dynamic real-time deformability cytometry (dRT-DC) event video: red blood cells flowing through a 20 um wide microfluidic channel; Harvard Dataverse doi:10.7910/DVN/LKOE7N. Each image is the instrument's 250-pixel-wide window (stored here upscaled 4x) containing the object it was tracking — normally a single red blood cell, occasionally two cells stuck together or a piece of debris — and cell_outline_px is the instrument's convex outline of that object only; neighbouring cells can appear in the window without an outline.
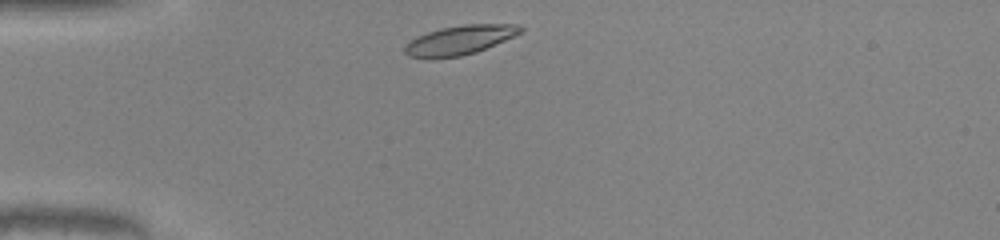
{"species": "common noctule bat (a hibernating species)", "species_latin": "Nyctalus noctula", "temperature_condition": "warm", "stored_images_in_passage": 29, "camera_frame_rate_fps": 3000, "um_per_image_px": 0.085, "animal": {"sex": "male", "body_mass_g": 20.0, "forearm_length_mm": 53.3}, "frame": {"image": 1, "passage_image": 1, "time_ms": 0.0, "image_size_px": [1000, 240], "cell_outline_px": [[524, 32], [476, 52], [460, 56], [408, 56], [404, 52], [404, 48], [416, 36], [440, 28], [464, 24], [516, 24], [524, 28]], "centroid_in_image_um": [39.16, 3.36], "position_along_channel_um": 45.8, "area_um2": 19.19}}
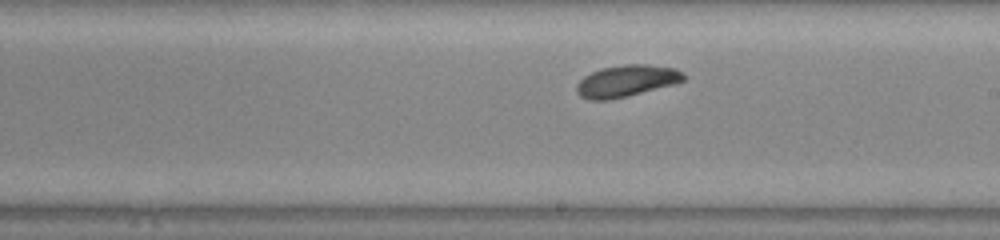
{"frame": {"image": 2, "passage_image": 17, "time_ms": 5.333, "image_size_px": [1000, 240], "cell_outline_px": [[684, 80], [676, 84], [608, 100], [588, 100], [580, 96], [576, 92], [576, 84], [584, 76], [600, 68], [624, 64], [648, 64], [676, 68], [684, 72]], "centroid_in_image_um": [53.25, 6.87], "position_along_channel_um": 235.8, "area_um2": 19.88}}
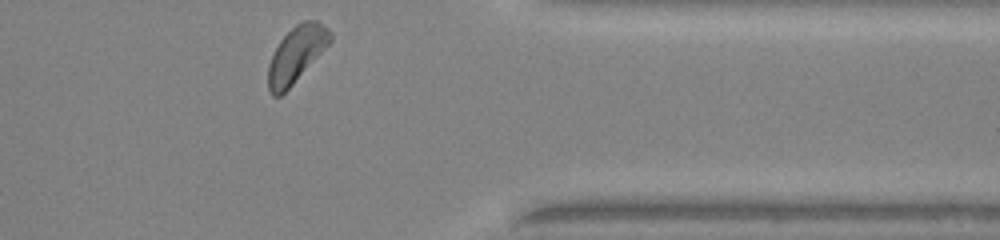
{"frame": {"image": 3, "passage_image": 29, "time_ms": 9.333, "image_size_px": [1000, 240], "cell_outline_px": [[332, 40], [292, 84], [280, 96], [272, 96], [268, 92], [268, 64], [280, 40], [296, 24], [304, 20], [316, 20], [328, 28], [332, 32]], "centroid_in_image_um": [25.17, 4.61], "position_along_channel_um": 386.2, "area_um2": 19.83}, "authors_computed_cell_mechanics": {"area_um2": 19.652, "velocity_mm_per_s": 4.0382, "shape_relaxation_time_tau1_ms": 4.4939, "shape_relaxation_time_tau2_ms": 6.041, "deformation_change_tau1": 0.179, "deformation_change_tau2": 0.1197}}